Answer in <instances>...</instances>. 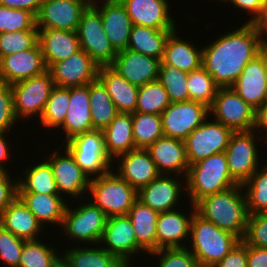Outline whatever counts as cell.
<instances>
[{
	"label": "cell",
	"mask_w": 267,
	"mask_h": 267,
	"mask_svg": "<svg viewBox=\"0 0 267 267\" xmlns=\"http://www.w3.org/2000/svg\"><path fill=\"white\" fill-rule=\"evenodd\" d=\"M93 245L90 248L76 247L63 251L62 264L65 267H129L122 260L111 255L107 250ZM101 247V248H100Z\"/></svg>",
	"instance_id": "cell-35"
},
{
	"label": "cell",
	"mask_w": 267,
	"mask_h": 267,
	"mask_svg": "<svg viewBox=\"0 0 267 267\" xmlns=\"http://www.w3.org/2000/svg\"><path fill=\"white\" fill-rule=\"evenodd\" d=\"M111 255L122 260L129 267L131 257L144 251L136 242L134 227L127 215L108 217L99 244ZM106 245V246H105Z\"/></svg>",
	"instance_id": "cell-16"
},
{
	"label": "cell",
	"mask_w": 267,
	"mask_h": 267,
	"mask_svg": "<svg viewBox=\"0 0 267 267\" xmlns=\"http://www.w3.org/2000/svg\"><path fill=\"white\" fill-rule=\"evenodd\" d=\"M208 117L209 107L203 103L193 100L171 103L161 113L163 134L184 141Z\"/></svg>",
	"instance_id": "cell-13"
},
{
	"label": "cell",
	"mask_w": 267,
	"mask_h": 267,
	"mask_svg": "<svg viewBox=\"0 0 267 267\" xmlns=\"http://www.w3.org/2000/svg\"><path fill=\"white\" fill-rule=\"evenodd\" d=\"M251 24L260 34V36L267 42V0H265L259 15L255 18L253 22H251Z\"/></svg>",
	"instance_id": "cell-58"
},
{
	"label": "cell",
	"mask_w": 267,
	"mask_h": 267,
	"mask_svg": "<svg viewBox=\"0 0 267 267\" xmlns=\"http://www.w3.org/2000/svg\"><path fill=\"white\" fill-rule=\"evenodd\" d=\"M208 118L184 140L189 165L211 155L225 152L233 131L215 120Z\"/></svg>",
	"instance_id": "cell-10"
},
{
	"label": "cell",
	"mask_w": 267,
	"mask_h": 267,
	"mask_svg": "<svg viewBox=\"0 0 267 267\" xmlns=\"http://www.w3.org/2000/svg\"><path fill=\"white\" fill-rule=\"evenodd\" d=\"M56 247H48L44 242L28 240L24 242L18 267H59L62 256Z\"/></svg>",
	"instance_id": "cell-39"
},
{
	"label": "cell",
	"mask_w": 267,
	"mask_h": 267,
	"mask_svg": "<svg viewBox=\"0 0 267 267\" xmlns=\"http://www.w3.org/2000/svg\"><path fill=\"white\" fill-rule=\"evenodd\" d=\"M158 258L156 267H200L198 260L187 247L163 248L150 253Z\"/></svg>",
	"instance_id": "cell-48"
},
{
	"label": "cell",
	"mask_w": 267,
	"mask_h": 267,
	"mask_svg": "<svg viewBox=\"0 0 267 267\" xmlns=\"http://www.w3.org/2000/svg\"><path fill=\"white\" fill-rule=\"evenodd\" d=\"M256 129L258 131H256ZM259 129L262 132V134H261V132H259ZM263 129L265 130V133H263L264 132ZM254 130L257 133L259 132V135H261V138L264 139V136H265L266 139H265V141H263L265 143L267 141V101L265 103H263L255 111V125H254Z\"/></svg>",
	"instance_id": "cell-57"
},
{
	"label": "cell",
	"mask_w": 267,
	"mask_h": 267,
	"mask_svg": "<svg viewBox=\"0 0 267 267\" xmlns=\"http://www.w3.org/2000/svg\"><path fill=\"white\" fill-rule=\"evenodd\" d=\"M0 225L25 241L37 240L39 233L44 230L18 196L1 213Z\"/></svg>",
	"instance_id": "cell-29"
},
{
	"label": "cell",
	"mask_w": 267,
	"mask_h": 267,
	"mask_svg": "<svg viewBox=\"0 0 267 267\" xmlns=\"http://www.w3.org/2000/svg\"><path fill=\"white\" fill-rule=\"evenodd\" d=\"M225 2H230L237 7V9L245 10L246 12H250L249 15L252 14V18L247 20V23H251L255 20V18L259 15L262 5L264 4L265 0H222Z\"/></svg>",
	"instance_id": "cell-54"
},
{
	"label": "cell",
	"mask_w": 267,
	"mask_h": 267,
	"mask_svg": "<svg viewBox=\"0 0 267 267\" xmlns=\"http://www.w3.org/2000/svg\"><path fill=\"white\" fill-rule=\"evenodd\" d=\"M98 69L90 55L80 49L69 58L53 63L47 70L55 86L69 88L92 83L97 79Z\"/></svg>",
	"instance_id": "cell-17"
},
{
	"label": "cell",
	"mask_w": 267,
	"mask_h": 267,
	"mask_svg": "<svg viewBox=\"0 0 267 267\" xmlns=\"http://www.w3.org/2000/svg\"><path fill=\"white\" fill-rule=\"evenodd\" d=\"M116 159V162L120 160L116 173L136 191L160 175L146 149L136 148L119 155Z\"/></svg>",
	"instance_id": "cell-23"
},
{
	"label": "cell",
	"mask_w": 267,
	"mask_h": 267,
	"mask_svg": "<svg viewBox=\"0 0 267 267\" xmlns=\"http://www.w3.org/2000/svg\"><path fill=\"white\" fill-rule=\"evenodd\" d=\"M173 31L133 25L127 49L162 60L167 38Z\"/></svg>",
	"instance_id": "cell-36"
},
{
	"label": "cell",
	"mask_w": 267,
	"mask_h": 267,
	"mask_svg": "<svg viewBox=\"0 0 267 267\" xmlns=\"http://www.w3.org/2000/svg\"><path fill=\"white\" fill-rule=\"evenodd\" d=\"M256 135L254 129L233 132L225 150L230 175L238 184L246 182L260 167Z\"/></svg>",
	"instance_id": "cell-12"
},
{
	"label": "cell",
	"mask_w": 267,
	"mask_h": 267,
	"mask_svg": "<svg viewBox=\"0 0 267 267\" xmlns=\"http://www.w3.org/2000/svg\"><path fill=\"white\" fill-rule=\"evenodd\" d=\"M213 267H248L247 244L240 240L235 247Z\"/></svg>",
	"instance_id": "cell-53"
},
{
	"label": "cell",
	"mask_w": 267,
	"mask_h": 267,
	"mask_svg": "<svg viewBox=\"0 0 267 267\" xmlns=\"http://www.w3.org/2000/svg\"><path fill=\"white\" fill-rule=\"evenodd\" d=\"M132 124L136 148L146 149L164 136L161 115L134 112Z\"/></svg>",
	"instance_id": "cell-40"
},
{
	"label": "cell",
	"mask_w": 267,
	"mask_h": 267,
	"mask_svg": "<svg viewBox=\"0 0 267 267\" xmlns=\"http://www.w3.org/2000/svg\"><path fill=\"white\" fill-rule=\"evenodd\" d=\"M112 171L90 180L91 202L108 217L128 215L137 199V191Z\"/></svg>",
	"instance_id": "cell-5"
},
{
	"label": "cell",
	"mask_w": 267,
	"mask_h": 267,
	"mask_svg": "<svg viewBox=\"0 0 267 267\" xmlns=\"http://www.w3.org/2000/svg\"><path fill=\"white\" fill-rule=\"evenodd\" d=\"M101 15L106 36L116 52L127 49L133 23L120 1L93 6Z\"/></svg>",
	"instance_id": "cell-25"
},
{
	"label": "cell",
	"mask_w": 267,
	"mask_h": 267,
	"mask_svg": "<svg viewBox=\"0 0 267 267\" xmlns=\"http://www.w3.org/2000/svg\"><path fill=\"white\" fill-rule=\"evenodd\" d=\"M187 87L189 100L203 103L207 107L212 105L220 88L202 66L188 73Z\"/></svg>",
	"instance_id": "cell-44"
},
{
	"label": "cell",
	"mask_w": 267,
	"mask_h": 267,
	"mask_svg": "<svg viewBox=\"0 0 267 267\" xmlns=\"http://www.w3.org/2000/svg\"><path fill=\"white\" fill-rule=\"evenodd\" d=\"M8 171H0V215L18 196V181L10 179Z\"/></svg>",
	"instance_id": "cell-52"
},
{
	"label": "cell",
	"mask_w": 267,
	"mask_h": 267,
	"mask_svg": "<svg viewBox=\"0 0 267 267\" xmlns=\"http://www.w3.org/2000/svg\"><path fill=\"white\" fill-rule=\"evenodd\" d=\"M133 25L158 30H177L175 20L169 14L168 0H120Z\"/></svg>",
	"instance_id": "cell-22"
},
{
	"label": "cell",
	"mask_w": 267,
	"mask_h": 267,
	"mask_svg": "<svg viewBox=\"0 0 267 267\" xmlns=\"http://www.w3.org/2000/svg\"><path fill=\"white\" fill-rule=\"evenodd\" d=\"M243 241L249 246L267 249V213L248 215Z\"/></svg>",
	"instance_id": "cell-50"
},
{
	"label": "cell",
	"mask_w": 267,
	"mask_h": 267,
	"mask_svg": "<svg viewBox=\"0 0 267 267\" xmlns=\"http://www.w3.org/2000/svg\"><path fill=\"white\" fill-rule=\"evenodd\" d=\"M65 144L64 148L71 153L76 164L89 179L97 178L111 171L113 161L106 153L102 130L94 129L78 134Z\"/></svg>",
	"instance_id": "cell-7"
},
{
	"label": "cell",
	"mask_w": 267,
	"mask_h": 267,
	"mask_svg": "<svg viewBox=\"0 0 267 267\" xmlns=\"http://www.w3.org/2000/svg\"><path fill=\"white\" fill-rule=\"evenodd\" d=\"M247 266L267 267V249L247 245Z\"/></svg>",
	"instance_id": "cell-55"
},
{
	"label": "cell",
	"mask_w": 267,
	"mask_h": 267,
	"mask_svg": "<svg viewBox=\"0 0 267 267\" xmlns=\"http://www.w3.org/2000/svg\"><path fill=\"white\" fill-rule=\"evenodd\" d=\"M170 104L168 93L157 79L139 87L135 112L161 115Z\"/></svg>",
	"instance_id": "cell-43"
},
{
	"label": "cell",
	"mask_w": 267,
	"mask_h": 267,
	"mask_svg": "<svg viewBox=\"0 0 267 267\" xmlns=\"http://www.w3.org/2000/svg\"><path fill=\"white\" fill-rule=\"evenodd\" d=\"M22 30H38L36 16L25 9H14L0 5V33Z\"/></svg>",
	"instance_id": "cell-46"
},
{
	"label": "cell",
	"mask_w": 267,
	"mask_h": 267,
	"mask_svg": "<svg viewBox=\"0 0 267 267\" xmlns=\"http://www.w3.org/2000/svg\"><path fill=\"white\" fill-rule=\"evenodd\" d=\"M185 186L190 203L239 185L230 175L225 152L214 154L189 166Z\"/></svg>",
	"instance_id": "cell-4"
},
{
	"label": "cell",
	"mask_w": 267,
	"mask_h": 267,
	"mask_svg": "<svg viewBox=\"0 0 267 267\" xmlns=\"http://www.w3.org/2000/svg\"><path fill=\"white\" fill-rule=\"evenodd\" d=\"M63 155L58 153L59 149H55L54 152L48 156L46 159L53 170L54 180L56 183L57 190L59 195L67 194L71 198H77L81 201L86 194V191H89L90 180L84 171L76 164L74 157L71 153L64 148ZM83 195V196H82Z\"/></svg>",
	"instance_id": "cell-15"
},
{
	"label": "cell",
	"mask_w": 267,
	"mask_h": 267,
	"mask_svg": "<svg viewBox=\"0 0 267 267\" xmlns=\"http://www.w3.org/2000/svg\"><path fill=\"white\" fill-rule=\"evenodd\" d=\"M97 79L106 88L118 112H135L139 87L128 82L111 66L99 67Z\"/></svg>",
	"instance_id": "cell-30"
},
{
	"label": "cell",
	"mask_w": 267,
	"mask_h": 267,
	"mask_svg": "<svg viewBox=\"0 0 267 267\" xmlns=\"http://www.w3.org/2000/svg\"><path fill=\"white\" fill-rule=\"evenodd\" d=\"M241 184L200 199L196 212L222 230L243 240L248 220L245 193Z\"/></svg>",
	"instance_id": "cell-2"
},
{
	"label": "cell",
	"mask_w": 267,
	"mask_h": 267,
	"mask_svg": "<svg viewBox=\"0 0 267 267\" xmlns=\"http://www.w3.org/2000/svg\"><path fill=\"white\" fill-rule=\"evenodd\" d=\"M17 123L14 96L10 84L0 82V132L7 133Z\"/></svg>",
	"instance_id": "cell-51"
},
{
	"label": "cell",
	"mask_w": 267,
	"mask_h": 267,
	"mask_svg": "<svg viewBox=\"0 0 267 267\" xmlns=\"http://www.w3.org/2000/svg\"><path fill=\"white\" fill-rule=\"evenodd\" d=\"M70 104V87L54 86L40 118V124L46 129L59 128L65 120Z\"/></svg>",
	"instance_id": "cell-41"
},
{
	"label": "cell",
	"mask_w": 267,
	"mask_h": 267,
	"mask_svg": "<svg viewBox=\"0 0 267 267\" xmlns=\"http://www.w3.org/2000/svg\"><path fill=\"white\" fill-rule=\"evenodd\" d=\"M266 61L267 47L246 64L238 79L230 87L255 111L266 102Z\"/></svg>",
	"instance_id": "cell-18"
},
{
	"label": "cell",
	"mask_w": 267,
	"mask_h": 267,
	"mask_svg": "<svg viewBox=\"0 0 267 267\" xmlns=\"http://www.w3.org/2000/svg\"><path fill=\"white\" fill-rule=\"evenodd\" d=\"M161 60L125 49L117 52L111 67L131 84L140 87L159 77Z\"/></svg>",
	"instance_id": "cell-20"
},
{
	"label": "cell",
	"mask_w": 267,
	"mask_h": 267,
	"mask_svg": "<svg viewBox=\"0 0 267 267\" xmlns=\"http://www.w3.org/2000/svg\"><path fill=\"white\" fill-rule=\"evenodd\" d=\"M54 86V81L48 70L38 76L12 84L14 111L17 120L20 118L29 120L30 117L37 115L40 119Z\"/></svg>",
	"instance_id": "cell-9"
},
{
	"label": "cell",
	"mask_w": 267,
	"mask_h": 267,
	"mask_svg": "<svg viewBox=\"0 0 267 267\" xmlns=\"http://www.w3.org/2000/svg\"><path fill=\"white\" fill-rule=\"evenodd\" d=\"M36 164L24 170V178H16L18 193L59 194L50 163L44 159Z\"/></svg>",
	"instance_id": "cell-37"
},
{
	"label": "cell",
	"mask_w": 267,
	"mask_h": 267,
	"mask_svg": "<svg viewBox=\"0 0 267 267\" xmlns=\"http://www.w3.org/2000/svg\"><path fill=\"white\" fill-rule=\"evenodd\" d=\"M266 47L267 42L246 22L202 47V67L220 88L231 87L246 64Z\"/></svg>",
	"instance_id": "cell-1"
},
{
	"label": "cell",
	"mask_w": 267,
	"mask_h": 267,
	"mask_svg": "<svg viewBox=\"0 0 267 267\" xmlns=\"http://www.w3.org/2000/svg\"><path fill=\"white\" fill-rule=\"evenodd\" d=\"M43 0H0V5L14 8L25 9L37 15Z\"/></svg>",
	"instance_id": "cell-56"
},
{
	"label": "cell",
	"mask_w": 267,
	"mask_h": 267,
	"mask_svg": "<svg viewBox=\"0 0 267 267\" xmlns=\"http://www.w3.org/2000/svg\"><path fill=\"white\" fill-rule=\"evenodd\" d=\"M191 248L200 267H213L240 241L232 233L222 230L211 221L194 213L190 226Z\"/></svg>",
	"instance_id": "cell-3"
},
{
	"label": "cell",
	"mask_w": 267,
	"mask_h": 267,
	"mask_svg": "<svg viewBox=\"0 0 267 267\" xmlns=\"http://www.w3.org/2000/svg\"><path fill=\"white\" fill-rule=\"evenodd\" d=\"M59 128L64 129L66 142L78 134L94 130L91 119L89 84L70 87L69 108L64 123Z\"/></svg>",
	"instance_id": "cell-27"
},
{
	"label": "cell",
	"mask_w": 267,
	"mask_h": 267,
	"mask_svg": "<svg viewBox=\"0 0 267 267\" xmlns=\"http://www.w3.org/2000/svg\"><path fill=\"white\" fill-rule=\"evenodd\" d=\"M38 42L47 69L53 63L63 61L80 50L76 31L38 29Z\"/></svg>",
	"instance_id": "cell-28"
},
{
	"label": "cell",
	"mask_w": 267,
	"mask_h": 267,
	"mask_svg": "<svg viewBox=\"0 0 267 267\" xmlns=\"http://www.w3.org/2000/svg\"><path fill=\"white\" fill-rule=\"evenodd\" d=\"M102 132L106 153L112 161H115L114 157L136 149L132 113L119 112Z\"/></svg>",
	"instance_id": "cell-32"
},
{
	"label": "cell",
	"mask_w": 267,
	"mask_h": 267,
	"mask_svg": "<svg viewBox=\"0 0 267 267\" xmlns=\"http://www.w3.org/2000/svg\"><path fill=\"white\" fill-rule=\"evenodd\" d=\"M5 134V132H0V171H7V168L4 166L3 162L5 163L7 159H10V149L7 143L8 140H5V137H7Z\"/></svg>",
	"instance_id": "cell-59"
},
{
	"label": "cell",
	"mask_w": 267,
	"mask_h": 267,
	"mask_svg": "<svg viewBox=\"0 0 267 267\" xmlns=\"http://www.w3.org/2000/svg\"><path fill=\"white\" fill-rule=\"evenodd\" d=\"M18 197L44 226L62 225L68 202L59 194L18 193ZM56 223V224H55Z\"/></svg>",
	"instance_id": "cell-33"
},
{
	"label": "cell",
	"mask_w": 267,
	"mask_h": 267,
	"mask_svg": "<svg viewBox=\"0 0 267 267\" xmlns=\"http://www.w3.org/2000/svg\"><path fill=\"white\" fill-rule=\"evenodd\" d=\"M114 1H120V0H104L103 2H114Z\"/></svg>",
	"instance_id": "cell-61"
},
{
	"label": "cell",
	"mask_w": 267,
	"mask_h": 267,
	"mask_svg": "<svg viewBox=\"0 0 267 267\" xmlns=\"http://www.w3.org/2000/svg\"><path fill=\"white\" fill-rule=\"evenodd\" d=\"M176 31L167 38L161 65L178 68L187 73L199 69L202 66V48H195L193 43L179 38Z\"/></svg>",
	"instance_id": "cell-31"
},
{
	"label": "cell",
	"mask_w": 267,
	"mask_h": 267,
	"mask_svg": "<svg viewBox=\"0 0 267 267\" xmlns=\"http://www.w3.org/2000/svg\"><path fill=\"white\" fill-rule=\"evenodd\" d=\"M146 150L160 174L172 176L176 173L178 177L183 175L186 178L190 165L183 140L163 136L148 146Z\"/></svg>",
	"instance_id": "cell-21"
},
{
	"label": "cell",
	"mask_w": 267,
	"mask_h": 267,
	"mask_svg": "<svg viewBox=\"0 0 267 267\" xmlns=\"http://www.w3.org/2000/svg\"><path fill=\"white\" fill-rule=\"evenodd\" d=\"M242 187L248 214L267 213V165L260 166Z\"/></svg>",
	"instance_id": "cell-42"
},
{
	"label": "cell",
	"mask_w": 267,
	"mask_h": 267,
	"mask_svg": "<svg viewBox=\"0 0 267 267\" xmlns=\"http://www.w3.org/2000/svg\"><path fill=\"white\" fill-rule=\"evenodd\" d=\"M38 42V30L0 33V57L31 49Z\"/></svg>",
	"instance_id": "cell-47"
},
{
	"label": "cell",
	"mask_w": 267,
	"mask_h": 267,
	"mask_svg": "<svg viewBox=\"0 0 267 267\" xmlns=\"http://www.w3.org/2000/svg\"><path fill=\"white\" fill-rule=\"evenodd\" d=\"M76 32L80 49L87 52L99 67L113 64L117 52L104 32L100 13L93 6H88L82 13Z\"/></svg>",
	"instance_id": "cell-8"
},
{
	"label": "cell",
	"mask_w": 267,
	"mask_h": 267,
	"mask_svg": "<svg viewBox=\"0 0 267 267\" xmlns=\"http://www.w3.org/2000/svg\"><path fill=\"white\" fill-rule=\"evenodd\" d=\"M89 98L93 129H105L119 113L103 84L96 79L89 83Z\"/></svg>",
	"instance_id": "cell-38"
},
{
	"label": "cell",
	"mask_w": 267,
	"mask_h": 267,
	"mask_svg": "<svg viewBox=\"0 0 267 267\" xmlns=\"http://www.w3.org/2000/svg\"><path fill=\"white\" fill-rule=\"evenodd\" d=\"M170 175L160 174L148 185L137 191V199L158 212L171 211L176 208L181 197V182Z\"/></svg>",
	"instance_id": "cell-26"
},
{
	"label": "cell",
	"mask_w": 267,
	"mask_h": 267,
	"mask_svg": "<svg viewBox=\"0 0 267 267\" xmlns=\"http://www.w3.org/2000/svg\"><path fill=\"white\" fill-rule=\"evenodd\" d=\"M24 242L0 225V259L7 267H18Z\"/></svg>",
	"instance_id": "cell-49"
},
{
	"label": "cell",
	"mask_w": 267,
	"mask_h": 267,
	"mask_svg": "<svg viewBox=\"0 0 267 267\" xmlns=\"http://www.w3.org/2000/svg\"><path fill=\"white\" fill-rule=\"evenodd\" d=\"M45 71L47 67L39 42L31 49L0 57V82L12 85Z\"/></svg>",
	"instance_id": "cell-19"
},
{
	"label": "cell",
	"mask_w": 267,
	"mask_h": 267,
	"mask_svg": "<svg viewBox=\"0 0 267 267\" xmlns=\"http://www.w3.org/2000/svg\"><path fill=\"white\" fill-rule=\"evenodd\" d=\"M209 114L233 132L254 129L255 110L230 87L218 89Z\"/></svg>",
	"instance_id": "cell-11"
},
{
	"label": "cell",
	"mask_w": 267,
	"mask_h": 267,
	"mask_svg": "<svg viewBox=\"0 0 267 267\" xmlns=\"http://www.w3.org/2000/svg\"><path fill=\"white\" fill-rule=\"evenodd\" d=\"M265 82L267 86V61H266V68H265ZM266 101H267V93H266Z\"/></svg>",
	"instance_id": "cell-60"
},
{
	"label": "cell",
	"mask_w": 267,
	"mask_h": 267,
	"mask_svg": "<svg viewBox=\"0 0 267 267\" xmlns=\"http://www.w3.org/2000/svg\"><path fill=\"white\" fill-rule=\"evenodd\" d=\"M191 208L189 217L177 209L159 212L156 223V250L186 246L181 242L190 236L191 221L196 212L195 205L191 204Z\"/></svg>",
	"instance_id": "cell-24"
},
{
	"label": "cell",
	"mask_w": 267,
	"mask_h": 267,
	"mask_svg": "<svg viewBox=\"0 0 267 267\" xmlns=\"http://www.w3.org/2000/svg\"><path fill=\"white\" fill-rule=\"evenodd\" d=\"M97 0H43L36 15L38 29L76 31L82 13Z\"/></svg>",
	"instance_id": "cell-14"
},
{
	"label": "cell",
	"mask_w": 267,
	"mask_h": 267,
	"mask_svg": "<svg viewBox=\"0 0 267 267\" xmlns=\"http://www.w3.org/2000/svg\"><path fill=\"white\" fill-rule=\"evenodd\" d=\"M188 73L168 65H160L158 80L168 93L171 103L189 100Z\"/></svg>",
	"instance_id": "cell-45"
},
{
	"label": "cell",
	"mask_w": 267,
	"mask_h": 267,
	"mask_svg": "<svg viewBox=\"0 0 267 267\" xmlns=\"http://www.w3.org/2000/svg\"><path fill=\"white\" fill-rule=\"evenodd\" d=\"M159 212L136 199L128 212L137 244L149 254L156 251V223Z\"/></svg>",
	"instance_id": "cell-34"
},
{
	"label": "cell",
	"mask_w": 267,
	"mask_h": 267,
	"mask_svg": "<svg viewBox=\"0 0 267 267\" xmlns=\"http://www.w3.org/2000/svg\"><path fill=\"white\" fill-rule=\"evenodd\" d=\"M70 206V204L67 205L65 210L61 225L62 231L69 240L71 239L76 244L80 242L87 244L88 242L90 246L98 245L103 236L108 216L91 201L85 202V204L83 202L79 207L77 205L76 209Z\"/></svg>",
	"instance_id": "cell-6"
}]
</instances>
